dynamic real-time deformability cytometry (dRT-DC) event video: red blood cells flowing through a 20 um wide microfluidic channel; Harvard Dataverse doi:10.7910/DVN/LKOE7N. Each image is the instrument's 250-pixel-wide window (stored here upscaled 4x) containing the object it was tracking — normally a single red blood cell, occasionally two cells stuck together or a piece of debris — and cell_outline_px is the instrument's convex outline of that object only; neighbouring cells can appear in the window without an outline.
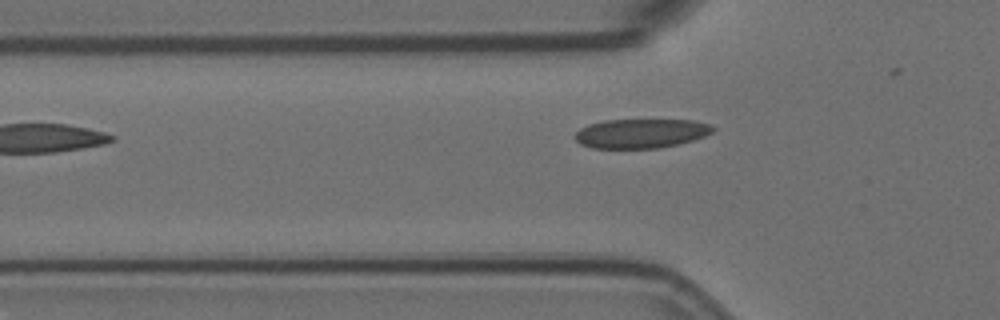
{"species": "Egyptian fruit bat (a non-hibernating species)", "species_latin": "Rousettus aegyptiacus", "temperature_condition": "room temperature", "stored_images_in_passage": 5, "camera_frame_rate_fps": 3000, "um_per_image_px": 0.085, "animal": {"sex": "female"}, "frame": {"image": 1, "passage_image": 5, "time_ms": 1.333, "image_size_px": [1000, 320], "cell_outline_px": [[716, 128], [712, 132], [704, 136], [692, 140], [676, 144], [656, 148], [592, 148], [580, 144], [576, 140], [576, 132], [580, 128], [588, 124], [604, 120], [692, 120], [712, 124]], "centroid_in_image_um": [54.48, 11.33], "position_along_channel_um": 71.3, "area_um2": 23.47}}